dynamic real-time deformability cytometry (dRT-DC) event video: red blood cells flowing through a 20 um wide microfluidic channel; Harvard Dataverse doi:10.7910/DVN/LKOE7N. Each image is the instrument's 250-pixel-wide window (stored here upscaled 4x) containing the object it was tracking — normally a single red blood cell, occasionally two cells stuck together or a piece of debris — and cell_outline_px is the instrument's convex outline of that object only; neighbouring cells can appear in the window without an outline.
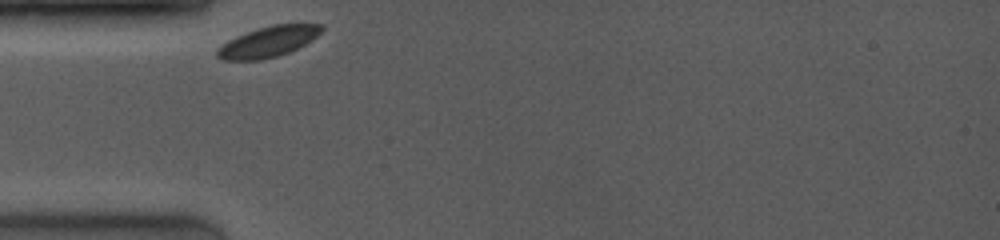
{"species": "common noctule bat (a hibernating species)", "species_latin": "Nyctalus noctula", "temperature_condition": "room temperature", "stored_images_in_passage": 35, "camera_frame_rate_fps": 4000, "um_per_image_px": 0.085, "animal": {"sex": "female", "body_mass_g": 19.0, "forearm_length_mm": 53.3}, "frame": {"image": 1, "passage_image": 1, "time_ms": 0.0, "image_size_px": [1000, 240], "cell_outline_px": [[324, 28], [316, 36], [304, 44], [288, 52], [276, 56], [260, 60], [224, 60], [216, 56], [216, 48], [228, 40], [236, 36], [272, 24], [324, 24]], "centroid_in_image_um": [22.76, 3.54], "position_along_channel_um": 62.2, "area_um2": 18.38}}
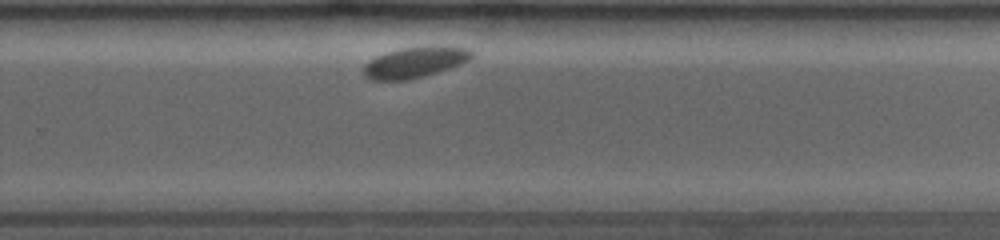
{"frame": {"image": 2, "passage_image": 22, "time_ms": 6.5, "image_size_px": [1000, 240], "cell_outline_px": [[472, 56], [468, 60], [460, 64], [424, 76], [408, 80], [372, 80], [364, 76], [364, 64], [376, 56], [388, 52], [404, 48], [468, 48], [472, 52]], "centroid_in_image_um": [35.19, 5.34], "position_along_channel_um": 294.6, "area_um2": 18.5}}
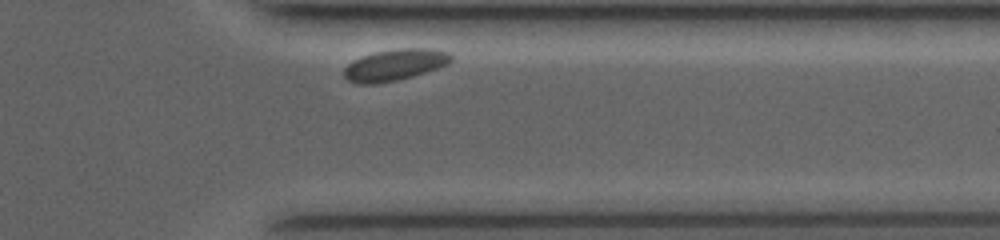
{"frame": {"image": 3, "passage_image": 33, "time_ms": 8.75, "image_size_px": [1000, 240], "cell_outline_px": [[452, 60], [448, 64], [412, 76], [396, 80], [376, 84], [356, 84], [348, 80], [344, 76], [344, 68], [352, 60], [376, 52], [400, 48], [432, 48], [448, 52], [452, 56]], "centroid_in_image_um": [33.55, 5.51], "position_along_channel_um": 377.9, "area_um2": 19.48}, "authors_computed_cell_mechanics": {"area_um2": 19.2474, "velocity_mm_per_s": 3.6346, "shape_relaxation_time_tau1_ms": 0.8099, "shape_relaxation_time_tau2_ms": null, "deformation_change_tau1": 0.0394, "deformation_change_tau2": null}}